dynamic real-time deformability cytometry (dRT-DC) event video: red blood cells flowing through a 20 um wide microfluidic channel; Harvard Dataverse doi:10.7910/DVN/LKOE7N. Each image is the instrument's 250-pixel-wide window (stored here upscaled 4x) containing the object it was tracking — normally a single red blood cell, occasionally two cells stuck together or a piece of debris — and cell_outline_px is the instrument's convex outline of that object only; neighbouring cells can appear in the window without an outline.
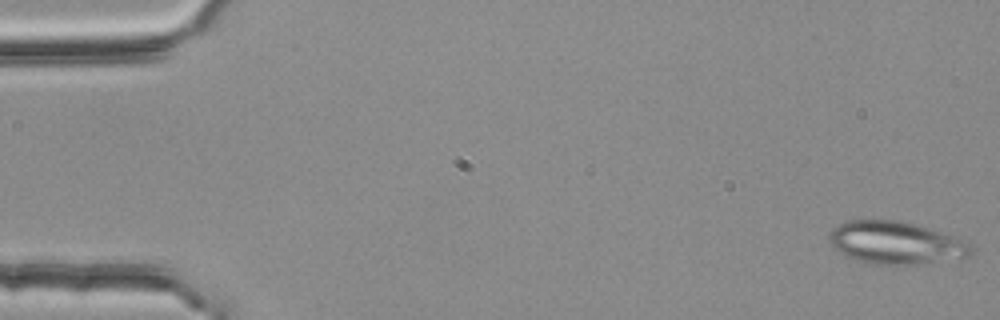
{"species": "common noctule bat (a hibernating species)", "species_latin": "Nyctalus noctula", "temperature_condition": "room temperature", "stored_images_in_passage": 54, "camera_frame_rate_fps": 3000, "um_per_image_px": 0.085, "animal": {"sex": "female", "body_mass_g": 25.1}, "frame": {"image": 1, "passage_image": 1, "time_ms": 0.0, "image_size_px": [1000, 320], "cell_outline_px": [[976, 252], [968, 256], [908, 264], [868, 264], [848, 256], [840, 252], [832, 244], [828, 236], [828, 232], [832, 228], [848, 220], [896, 220], [912, 224], [968, 240], [972, 244]], "centroid_in_image_um": [76.14, 20.62], "position_along_channel_um": 8.9, "area_um2": 34.68}}
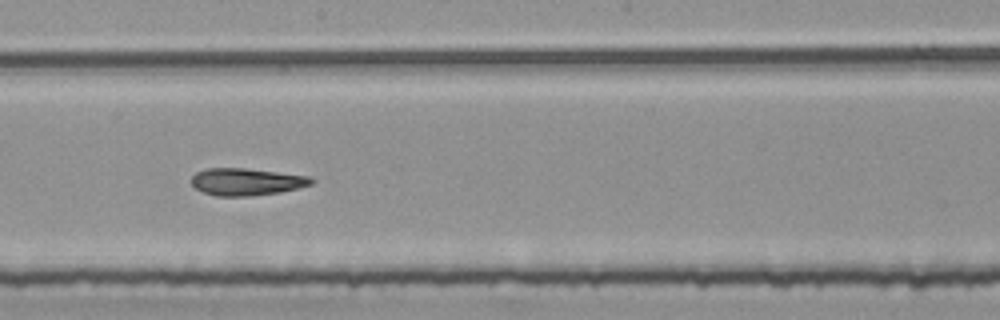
{"frame": {"image": 2, "passage_image": 30, "time_ms": 9.667, "image_size_px": [1000, 320], "cell_outline_px": [[316, 180], [312, 184], [280, 192], [252, 196], [216, 196], [204, 192], [196, 188], [192, 184], [192, 176], [196, 172], [204, 168], [244, 168], [308, 176]], "centroid_in_image_um": [20.93, 15.45], "position_along_channel_um": 227.3, "area_um2": 18.9}}
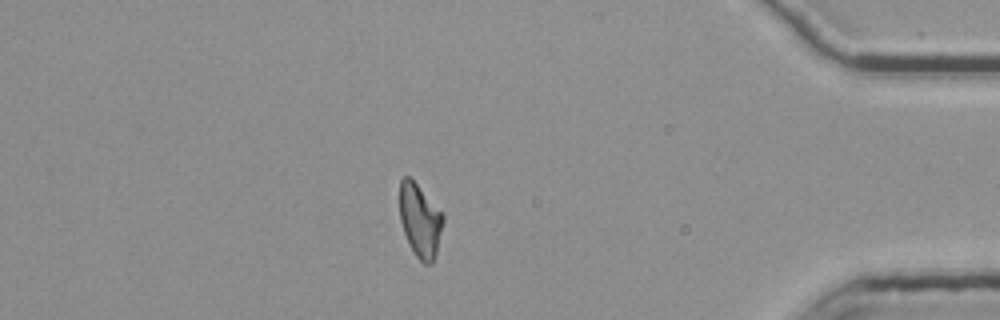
{"frame": {"image": 3, "passage_image": 47, "time_ms": 15.333, "image_size_px": [1000, 320], "cell_outline_px": [[444, 220], [436, 252], [432, 264], [424, 264], [416, 256], [408, 244], [400, 220], [400, 180], [404, 176], [408, 176], [416, 184], [444, 216]], "centroid_in_image_um": [35.68, 18.78], "position_along_channel_um": 399.5, "area_um2": 18.15}}